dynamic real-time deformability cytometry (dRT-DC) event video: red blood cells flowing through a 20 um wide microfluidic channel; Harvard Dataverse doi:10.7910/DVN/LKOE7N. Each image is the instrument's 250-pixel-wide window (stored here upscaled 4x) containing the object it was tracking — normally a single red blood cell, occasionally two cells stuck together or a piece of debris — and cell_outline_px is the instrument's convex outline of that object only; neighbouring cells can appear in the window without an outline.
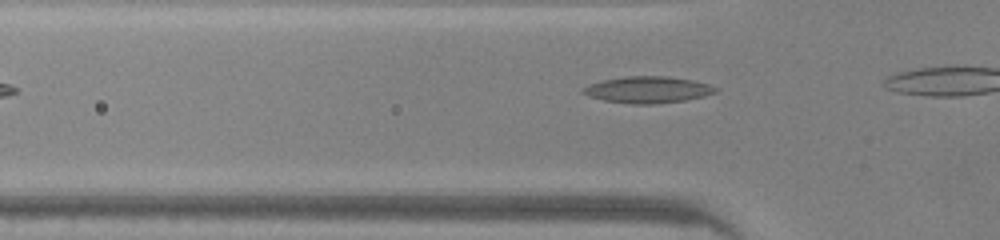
{"species": "common noctule bat (a hibernating species)", "species_latin": "Nyctalus noctula", "temperature_condition": "warm", "stored_images_in_passage": 7, "camera_frame_rate_fps": 3000, "um_per_image_px": 0.085, "animal": {"sex": "male", "body_mass_g": 20.0, "forearm_length_mm": 53.3}, "frame": {"image": 1, "passage_image": 2, "time_ms": 0.333, "image_size_px": [1000, 240], "cell_outline_px": [[720, 88], [716, 92], [704, 96], [684, 100], [652, 104], [632, 104], [604, 100], [588, 96], [580, 92], [580, 88], [588, 84], [604, 80], [628, 76], [668, 76], [692, 80], [708, 84]], "centroid_in_image_um": [55.03, 7.62], "position_along_channel_um": 70.8, "area_um2": 20.52}}
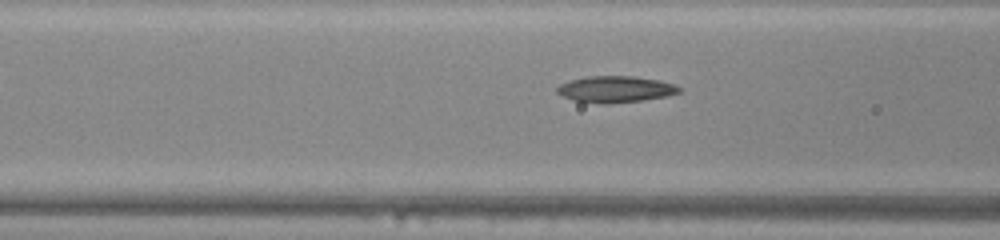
{"frame": {"image": 2, "passage_image": 5, "time_ms": 1.333, "image_size_px": [1000, 240], "cell_outline_px": [[680, 92], [668, 96], [644, 100], [608, 104], [600, 104], [576, 100], [564, 96], [556, 92], [556, 88], [560, 84], [568, 80], [588, 76], [632, 76], [660, 80], [672, 84], [680, 88]], "centroid_in_image_um": [52.3, 7.58], "position_along_channel_um": 114.3, "area_um2": 18.79}}